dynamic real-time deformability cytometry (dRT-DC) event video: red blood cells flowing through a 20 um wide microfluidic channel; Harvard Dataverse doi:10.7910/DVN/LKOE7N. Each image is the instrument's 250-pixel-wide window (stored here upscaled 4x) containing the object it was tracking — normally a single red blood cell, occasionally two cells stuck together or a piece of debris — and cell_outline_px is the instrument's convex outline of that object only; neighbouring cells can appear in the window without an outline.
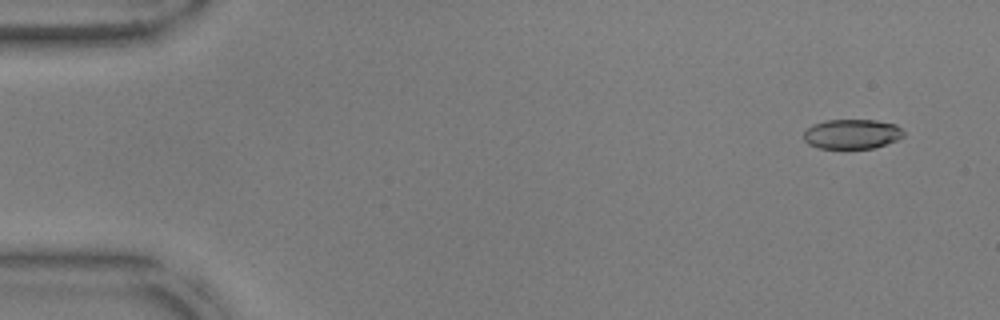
{"species": "common noctule bat (a hibernating species)", "species_latin": "Nyctalus noctula", "temperature_condition": "warm", "stored_images_in_passage": 54, "camera_frame_rate_fps": 3000, "um_per_image_px": 0.085, "animal": {"sex": "male", "body_mass_g": 17.9, "forearm_length_mm": 54.2}, "frame": {"image": 1, "passage_image": 4, "time_ms": 1.0, "image_size_px": [1000, 320], "cell_outline_px": [[904, 136], [896, 140], [872, 148], [844, 152], [820, 148], [808, 144], [804, 140], [804, 132], [812, 124], [824, 120], [876, 120], [896, 124], [904, 132]], "centroid_in_image_um": [72.38, 11.43], "position_along_channel_um": 12.6, "area_um2": 17.98}}
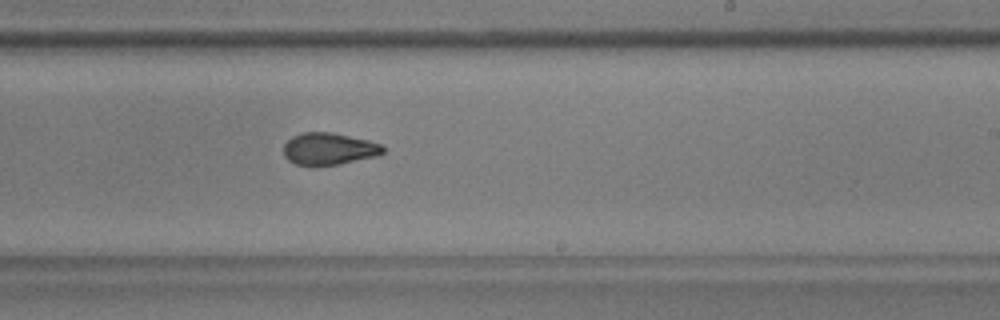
{"frame": {"image": 2, "passage_image": 33, "time_ms": 10.667, "image_size_px": [1000, 320], "cell_outline_px": [[384, 152], [376, 156], [340, 164], [296, 164], [288, 160], [284, 156], [284, 144], [292, 136], [304, 132], [332, 132], [368, 140], [380, 144], [384, 148]], "centroid_in_image_um": [27.95, 12.63], "position_along_channel_um": 261.0, "area_um2": 18.26}}
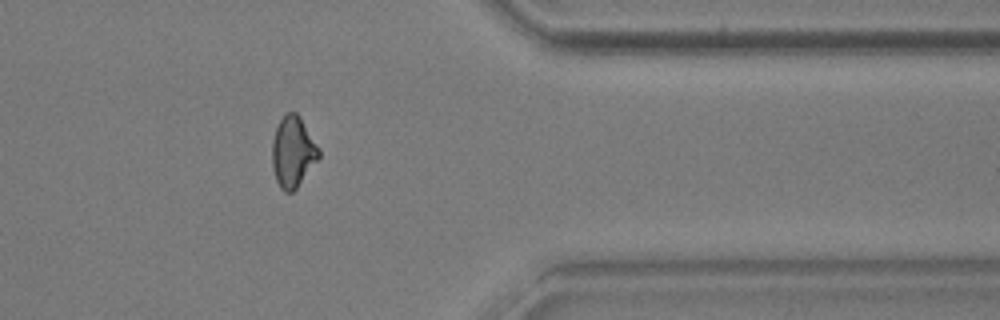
{"frame": {"image": 3, "passage_image": 44, "time_ms": 14.333, "image_size_px": [1000, 320], "cell_outline_px": [[320, 156], [296, 188], [292, 192], [284, 192], [280, 188], [276, 180], [272, 168], [272, 140], [276, 128], [280, 120], [288, 112], [296, 112], [300, 116], [320, 148]], "centroid_in_image_um": [24.89, 12.9], "position_along_channel_um": 386.5, "area_um2": 19.25}, "authors_computed_cell_mechanics": {"area_um2": 18.9873, "velocity_mm_per_s": 3.8105, "shape_relaxation_time_tau1_ms": null, "shape_relaxation_time_tau2_ms": 1.9449, "deformation_change_tau1": null, "deformation_change_tau2": 0.0811}}